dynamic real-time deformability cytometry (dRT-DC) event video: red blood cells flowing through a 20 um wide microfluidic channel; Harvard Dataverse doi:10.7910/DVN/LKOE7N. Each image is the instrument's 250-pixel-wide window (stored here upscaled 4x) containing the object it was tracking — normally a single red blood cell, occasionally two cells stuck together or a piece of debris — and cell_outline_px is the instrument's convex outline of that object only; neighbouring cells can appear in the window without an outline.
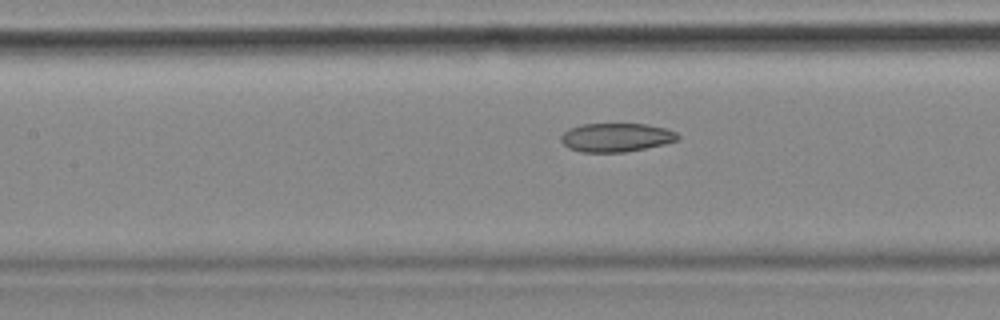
{"species": "common noctule bat (a hibernating species)", "species_latin": "Nyctalus noctula", "temperature_condition": "cold", "stored_images_in_passage": 57, "camera_frame_rate_fps": 3000, "um_per_image_px": 0.085, "animal": {"sex": "female", "body_mass_g": 18.4}, "frame": {"image": 1, "passage_image": 25, "time_ms": 8.0, "image_size_px": [1000, 320], "cell_outline_px": [[680, 136], [676, 140], [664, 144], [624, 152], [580, 152], [568, 148], [560, 140], [560, 136], [568, 128], [584, 124], [648, 124], [664, 128], [676, 132]], "centroid_in_image_um": [52.34, 11.68], "position_along_channel_um": 155.1, "area_um2": 19.48}, "authors_computed_cell_mechanics": {"area_um2": 21.7906, "velocity_mm_per_s": 3.5365, "shape_relaxation_time_tau1_ms": null, "shape_relaxation_time_tau2_ms": 3.9474, "deformation_change_tau1": null, "deformation_change_tau2": 0.0944}}